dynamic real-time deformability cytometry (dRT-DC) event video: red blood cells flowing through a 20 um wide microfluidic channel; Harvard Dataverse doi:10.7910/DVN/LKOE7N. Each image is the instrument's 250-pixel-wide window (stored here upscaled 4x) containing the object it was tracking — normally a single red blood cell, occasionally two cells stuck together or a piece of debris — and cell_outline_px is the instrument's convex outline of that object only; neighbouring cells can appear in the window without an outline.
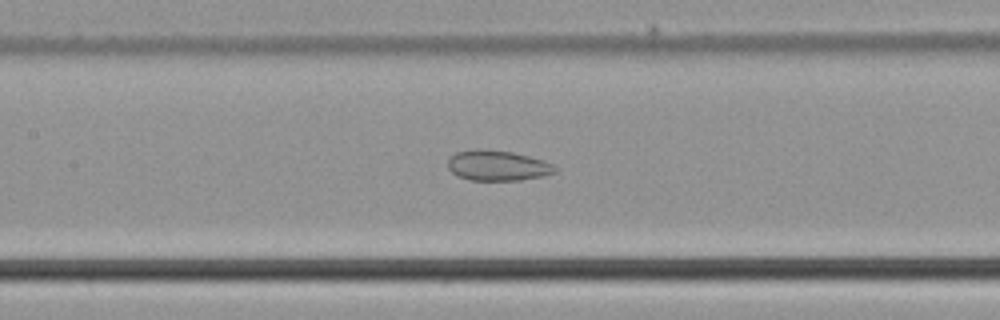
{"species": "common noctule bat (a hibernating species)", "species_latin": "Nyctalus noctula", "temperature_condition": "cold", "stored_images_in_passage": 39, "segment_of_instrument_passage": [2, 2], "camera_frame_rate_fps": 3000, "um_per_image_px": 0.085, "animal": {"sex": "male", "body_mass_g": 21.5, "forearm_length_mm": 52.0}, "frame": {"image": 1, "passage_image": 21, "time_ms": 6.667, "image_size_px": [1000, 320], "cell_outline_px": [[556, 172], [544, 176], [520, 180], [472, 180], [460, 176], [452, 172], [448, 168], [448, 160], [456, 152], [512, 152], [544, 160], [552, 164], [556, 168]], "centroid_in_image_um": [42.37, 14.12], "position_along_channel_um": 165.0, "area_um2": 18.03}}
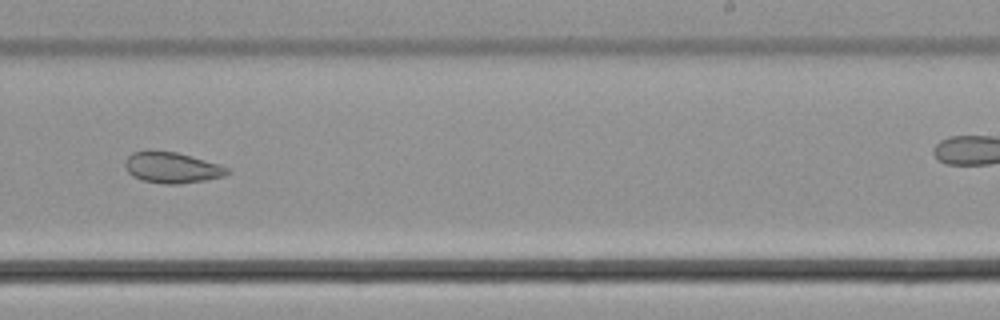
{"frame": {"image": 2, "passage_image": 29, "time_ms": 9.333, "image_size_px": [1000, 320], "cell_outline_px": [[232, 172], [224, 176], [208, 180], [180, 184], [164, 184], [144, 180], [132, 176], [128, 172], [124, 164], [128, 156], [132, 152], [148, 148], [176, 152], [216, 164], [228, 168]], "centroid_in_image_um": [14.57, 14.23], "position_along_channel_um": 274.4, "area_um2": 18.61}}
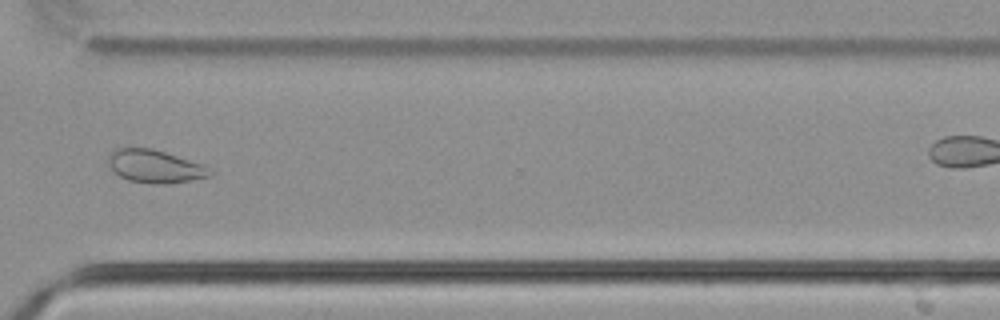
{"frame": {"image": 3, "passage_image": 35, "time_ms": 11.333, "image_size_px": [1000, 320], "cell_outline_px": [[216, 172], [212, 176], [168, 184], [156, 184], [128, 180], [120, 176], [108, 164], [108, 156], [116, 148], [152, 148], [200, 164]], "centroid_in_image_um": [13.18, 14.15], "position_along_channel_um": 357.4, "area_um2": 19.25}}